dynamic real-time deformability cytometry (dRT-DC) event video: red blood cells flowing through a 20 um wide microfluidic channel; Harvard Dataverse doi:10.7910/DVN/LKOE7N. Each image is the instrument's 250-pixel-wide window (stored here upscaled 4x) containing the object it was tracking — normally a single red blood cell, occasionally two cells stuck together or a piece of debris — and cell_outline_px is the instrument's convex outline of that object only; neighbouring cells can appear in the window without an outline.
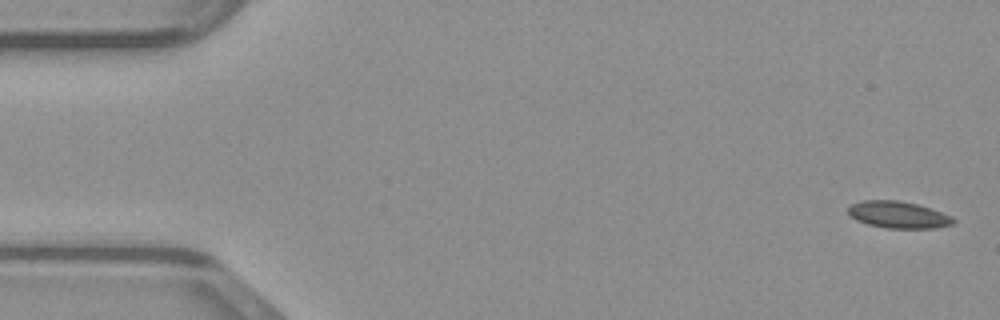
{"species": "common noctule bat (a hibernating species)", "species_latin": "Nyctalus noctula", "temperature_condition": "warm", "stored_images_in_passage": 48, "camera_frame_rate_fps": 3000, "um_per_image_px": 0.085, "animal": {"sex": "male", "body_mass_g": 23.1, "forearm_length_mm": 52.7}, "frame": {"image": 1, "passage_image": 1, "time_ms": 0.0, "image_size_px": [1000, 320], "cell_outline_px": [[956, 220], [952, 224], [936, 228], [884, 228], [868, 224], [856, 220], [848, 216], [848, 208], [852, 204], [864, 200], [896, 200], [916, 204], [952, 216]], "centroid_in_image_um": [76.32, 18.26], "position_along_channel_um": 8.7, "area_um2": 16.36}}
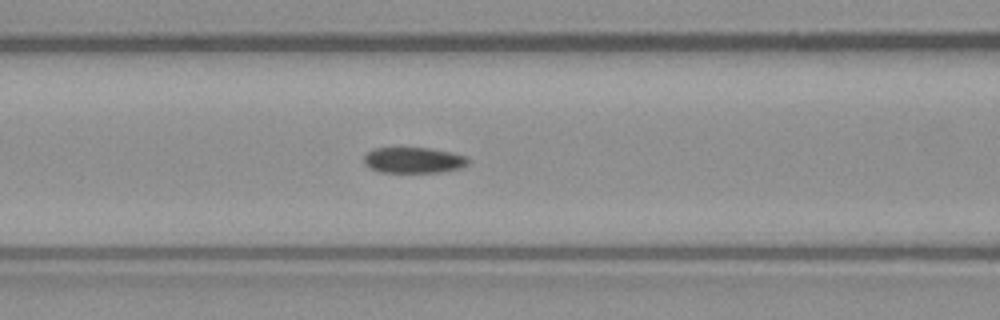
{"frame": {"image": 2, "passage_image": 19, "time_ms": 6.0, "image_size_px": [1000, 320], "cell_outline_px": [[468, 164], [460, 168], [440, 172], [380, 172], [368, 168], [364, 164], [364, 156], [372, 148], [428, 148], [452, 152], [468, 156]], "centroid_in_image_um": [35.14, 13.61], "position_along_channel_um": 131.5, "area_um2": 15.78}}
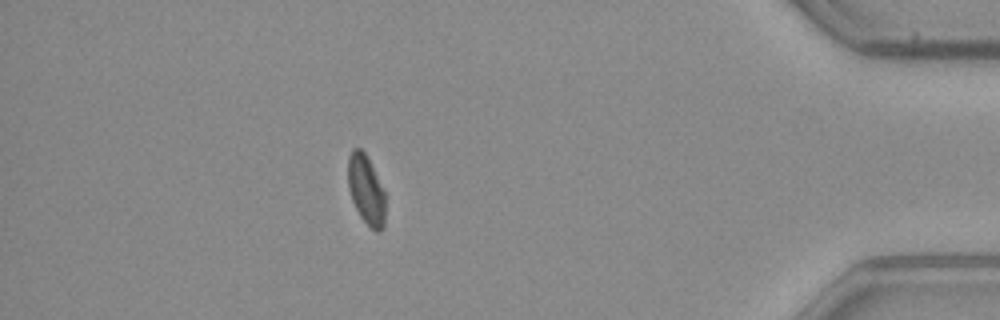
{"frame": {"image": 3, "passage_image": 42, "time_ms": 13.667, "image_size_px": [1000, 320], "cell_outline_px": [[384, 228], [380, 232], [376, 232], [360, 216], [352, 200], [348, 188], [348, 156], [352, 148], [360, 148], [364, 152], [384, 192]], "centroid_in_image_um": [31.09, 16.14], "position_along_channel_um": 404.1, "area_um2": 14.74}}